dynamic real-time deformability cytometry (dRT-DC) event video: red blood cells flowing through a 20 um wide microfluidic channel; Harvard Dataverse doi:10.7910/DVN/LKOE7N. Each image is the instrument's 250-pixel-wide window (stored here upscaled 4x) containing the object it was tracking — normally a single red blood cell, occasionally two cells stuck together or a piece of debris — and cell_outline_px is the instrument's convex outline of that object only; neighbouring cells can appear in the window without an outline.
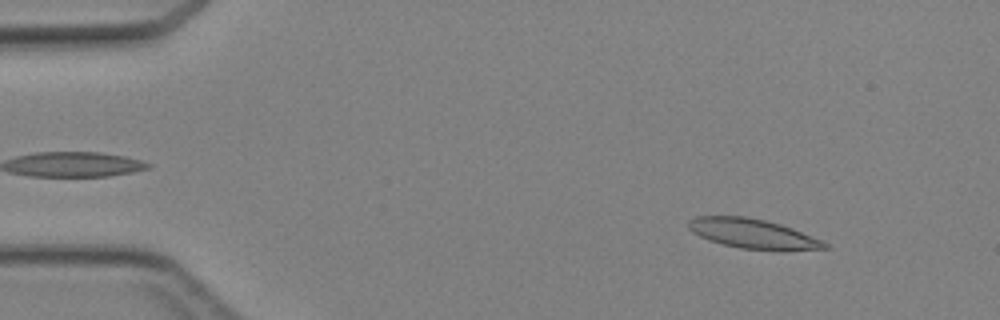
{"species": "Egyptian fruit bat (a non-hibernating species)", "species_latin": "Rousettus aegyptiacus", "temperature_condition": "cold", "stored_images_in_passage": 45, "camera_frame_rate_fps": 3000, "um_per_image_px": 0.085, "animal": {"sex": "female"}, "frame": {"image": 1, "passage_image": 5, "time_ms": 1.333, "image_size_px": [1000, 320], "cell_outline_px": [[832, 248], [780, 252], [740, 248], [708, 240], [692, 232], [688, 228], [688, 220], [696, 216], [744, 216], [764, 220], [780, 224], [792, 228], [820, 240], [828, 244]], "centroid_in_image_um": [64.02, 19.89], "position_along_channel_um": 21.0, "area_um2": 23.81}}
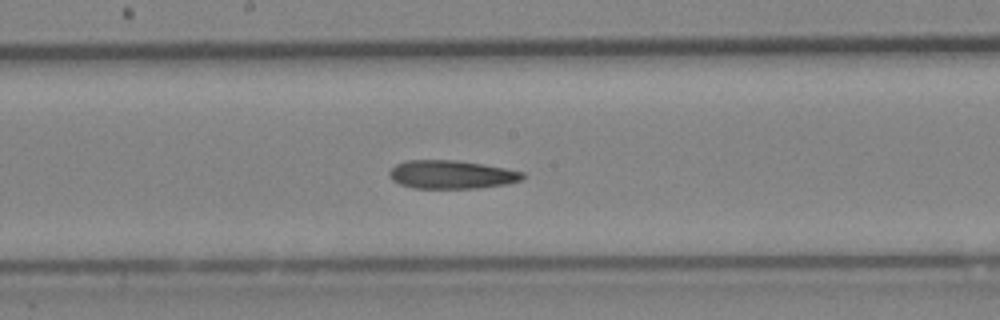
{"frame": {"image": 2, "passage_image": 24, "time_ms": 7.667, "image_size_px": [1000, 320], "cell_outline_px": [[524, 176], [520, 180], [508, 184], [476, 188], [412, 188], [400, 184], [392, 180], [388, 176], [388, 172], [396, 164], [408, 160], [456, 160], [504, 168], [524, 172]], "centroid_in_image_um": [38.34, 14.84], "position_along_channel_um": 209.9, "area_um2": 21.96}}
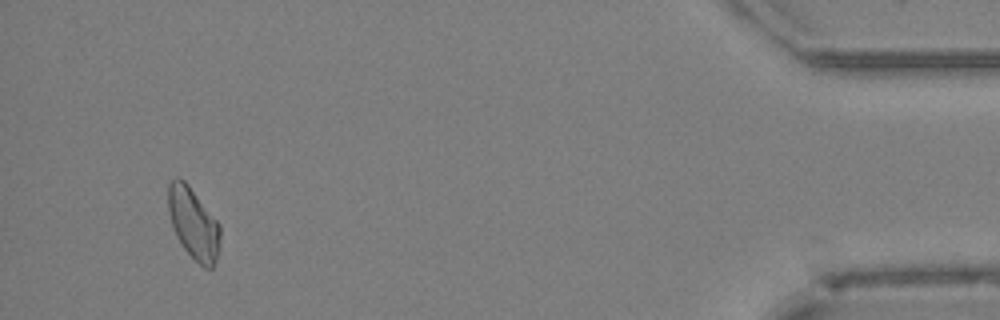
{"frame": {"image": 3, "passage_image": 43, "time_ms": 14.0, "image_size_px": [1000, 320], "cell_outline_px": [[220, 248], [216, 260], [212, 268], [204, 268], [184, 248], [176, 236], [172, 228], [168, 212], [168, 184], [176, 176], [184, 180], [188, 184], [220, 224]], "centroid_in_image_um": [16.44, 18.98], "position_along_channel_um": 418.8, "area_um2": 21.68}}